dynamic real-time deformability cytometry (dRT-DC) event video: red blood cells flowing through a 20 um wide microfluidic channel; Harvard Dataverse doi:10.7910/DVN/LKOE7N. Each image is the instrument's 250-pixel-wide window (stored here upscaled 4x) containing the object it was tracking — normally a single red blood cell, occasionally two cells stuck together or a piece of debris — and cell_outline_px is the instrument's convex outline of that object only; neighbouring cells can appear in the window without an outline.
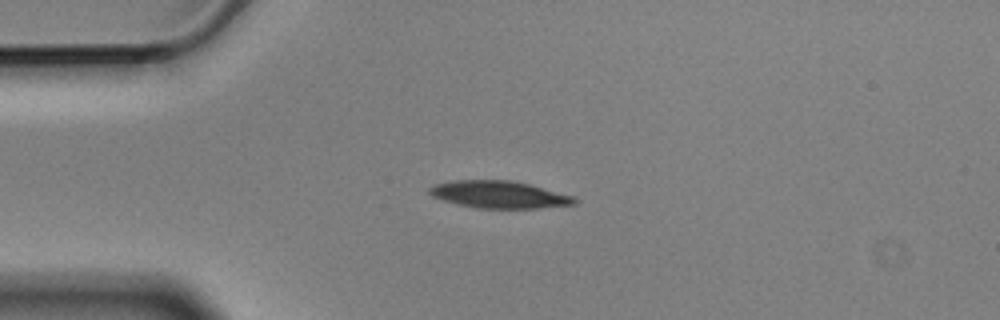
{"species": "Egyptian fruit bat (a non-hibernating species)", "species_latin": "Rousettus aegyptiacus", "temperature_condition": "cold", "stored_images_in_passage": 4, "camera_frame_rate_fps": 3000, "um_per_image_px": 0.085, "animal": {"sex": "male"}, "frame": {"image": 1, "passage_image": 3, "time_ms": 0.667, "image_size_px": [1000, 320], "cell_outline_px": [[580, 200], [576, 204], [536, 208], [480, 208], [460, 204], [444, 200], [432, 196], [428, 192], [428, 188], [436, 184], [452, 180], [512, 180], [576, 196]], "centroid_in_image_um": [42.48, 16.53], "position_along_channel_um": 42.5, "area_um2": 22.95}}